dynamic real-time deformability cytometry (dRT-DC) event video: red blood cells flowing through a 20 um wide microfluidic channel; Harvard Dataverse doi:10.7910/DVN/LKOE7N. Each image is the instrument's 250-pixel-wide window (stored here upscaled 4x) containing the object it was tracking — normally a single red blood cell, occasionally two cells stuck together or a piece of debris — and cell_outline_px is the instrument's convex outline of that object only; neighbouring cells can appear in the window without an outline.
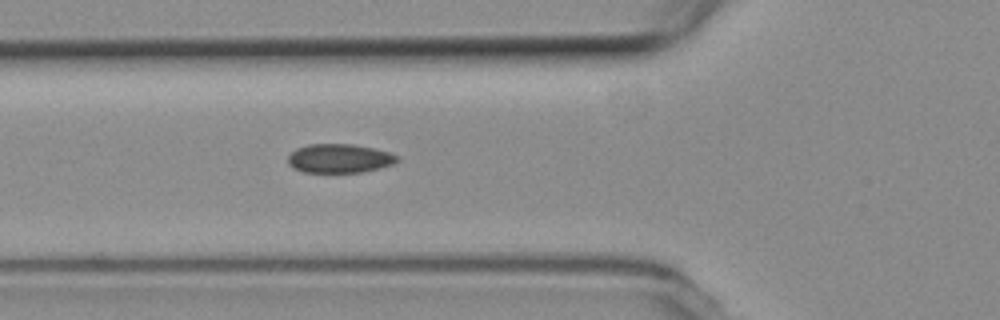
{"species": "common noctule bat (a hibernating species)", "species_latin": "Nyctalus noctula", "temperature_condition": "room temperature", "stored_images_in_passage": 14, "camera_frame_rate_fps": 3000, "um_per_image_px": 0.085, "animal": {"sex": "female", "body_mass_g": 19.3, "forearm_length_mm": 54.1}, "frame": {"image": 1, "passage_image": 7, "time_ms": 2.0, "image_size_px": [1000, 320], "cell_outline_px": [[400, 160], [392, 164], [380, 168], [364, 172], [304, 172], [292, 168], [288, 164], [288, 156], [296, 148], [308, 144], [352, 144], [372, 148], [388, 152], [400, 156]], "centroid_in_image_um": [28.85, 13.47], "position_along_channel_um": 97.0, "area_um2": 18.5}}